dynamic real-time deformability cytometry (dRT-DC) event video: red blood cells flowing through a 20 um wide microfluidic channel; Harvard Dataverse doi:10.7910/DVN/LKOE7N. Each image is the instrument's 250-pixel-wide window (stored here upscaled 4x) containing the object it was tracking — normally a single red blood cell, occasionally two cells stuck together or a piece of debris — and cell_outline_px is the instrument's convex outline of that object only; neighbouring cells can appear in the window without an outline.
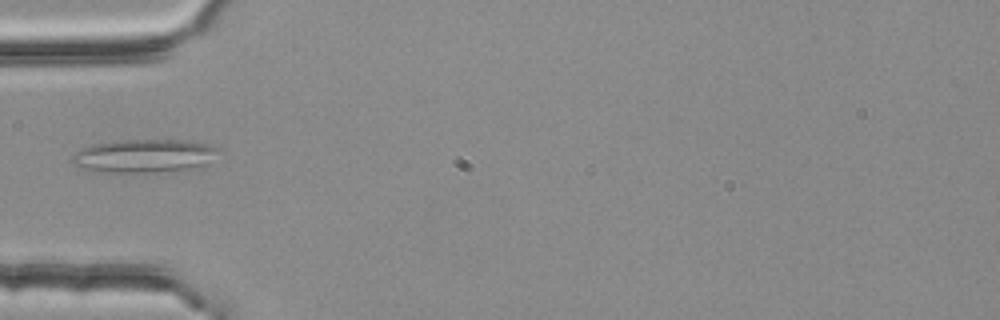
{"species": "common noctule bat (a hibernating species)", "species_latin": "Nyctalus noctula", "temperature_condition": "room temperature", "stored_images_in_passage": 4, "camera_frame_rate_fps": 3000, "um_per_image_px": 0.085, "animal": {"sex": "female", "body_mass_g": 25.1}, "frame": {"image": 1, "passage_image": 4, "time_ms": 1.0, "image_size_px": [1000, 320], "cell_outline_px": [[216, 148], [204, 164], [192, 168], [148, 172], [104, 172], [80, 168], [72, 160], [72, 156], [76, 152], [92, 144], [116, 140], [184, 140], [208, 144]], "centroid_in_image_um": [12.13, 13.24], "position_along_channel_um": 72.9, "area_um2": 27.57}}